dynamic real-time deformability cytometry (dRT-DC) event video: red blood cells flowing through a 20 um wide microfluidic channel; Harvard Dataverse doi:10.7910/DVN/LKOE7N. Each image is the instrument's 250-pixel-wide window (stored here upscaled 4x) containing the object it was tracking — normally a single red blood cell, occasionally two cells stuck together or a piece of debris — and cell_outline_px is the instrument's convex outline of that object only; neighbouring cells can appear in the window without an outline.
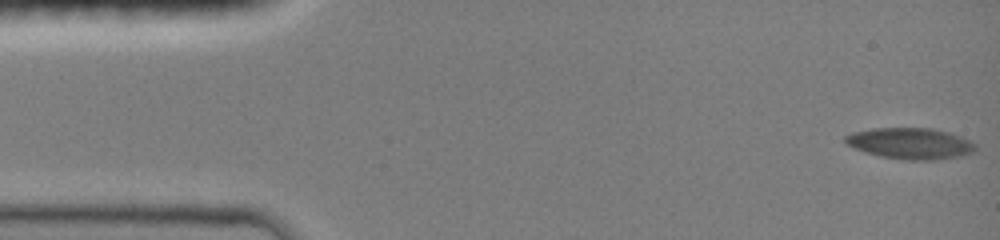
{"species": "common noctule bat (a hibernating species)", "species_latin": "Nyctalus noctula", "temperature_condition": "room temperature", "stored_images_in_passage": 18, "camera_frame_rate_fps": 3000, "um_per_image_px": 0.085, "animal": {"sex": "female", "body_mass_g": 19.0, "forearm_length_mm": 51.5}, "frame": {"image": 1, "passage_image": 1, "time_ms": 0.0, "image_size_px": [1000, 240], "cell_outline_px": [[976, 148], [972, 152], [960, 156], [932, 160], [904, 160], [880, 156], [844, 144], [844, 136], [852, 132], [872, 128], [932, 128], [948, 132], [960, 136], [976, 144]], "centroid_in_image_um": [77.36, 12.18], "position_along_channel_um": 7.6, "area_um2": 23.58}}
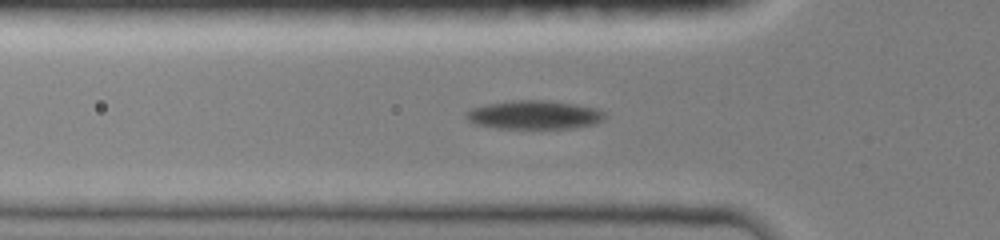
{"frame": {"image": 2, "passage_image": 11, "time_ms": 3.333, "image_size_px": [1000, 240], "cell_outline_px": [[604, 120], [596, 124], [576, 128], [496, 128], [476, 124], [468, 120], [464, 116], [464, 112], [472, 108], [488, 104], [516, 100], [548, 100], [576, 104], [600, 108], [604, 112]], "centroid_in_image_um": [45.46, 9.76], "position_along_channel_um": 80.3, "area_um2": 23.35}}
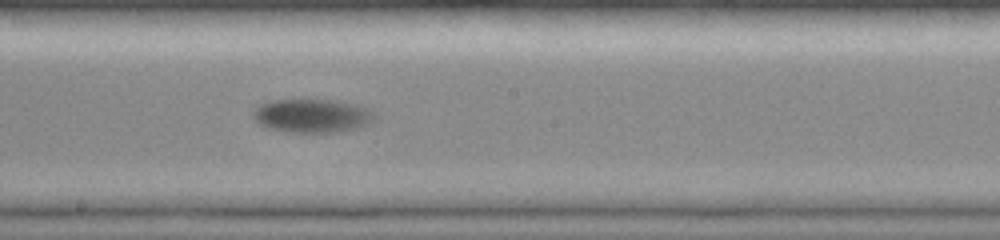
{"frame": {"image": 3, "passage_image": 18, "time_ms": 5.667, "image_size_px": [1000, 240], "cell_outline_px": [[376, 116], [368, 124], [360, 128], [340, 132], [292, 132], [268, 128], [260, 124], [252, 116], [252, 112], [260, 104], [268, 100], [332, 100], [356, 104], [368, 108]], "centroid_in_image_um": [26.54, 9.84], "position_along_channel_um": 221.7, "area_um2": 23.81}}